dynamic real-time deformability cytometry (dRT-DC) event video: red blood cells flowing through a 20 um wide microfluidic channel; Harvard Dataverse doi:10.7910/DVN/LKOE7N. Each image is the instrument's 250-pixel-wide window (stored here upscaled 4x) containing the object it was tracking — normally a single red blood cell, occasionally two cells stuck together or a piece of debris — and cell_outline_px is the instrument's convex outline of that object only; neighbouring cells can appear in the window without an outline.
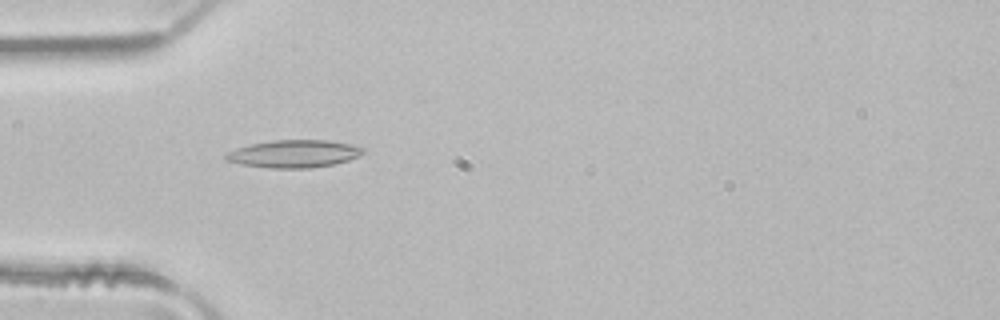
{"species": "common noctule bat (a hibernating species)", "species_latin": "Nyctalus noctula", "temperature_condition": "room temperature", "stored_images_in_passage": 1, "camera_frame_rate_fps": 3000, "um_per_image_px": 0.085, "animal": {"sex": "male", "body_mass_g": 21.5, "forearm_length_mm": 52.0}, "frame": {"image": 1, "passage_image": 1, "time_ms": 0.0, "image_size_px": [1000, 320], "cell_outline_px": [[364, 152], [360, 156], [348, 160], [332, 164], [308, 168], [268, 168], [240, 164], [224, 160], [224, 156], [228, 152], [236, 148], [252, 144], [272, 140], [328, 140], [348, 144], [364, 148]], "centroid_in_image_um": [24.95, 13.07], "position_along_channel_um": 60.0, "area_um2": 21.96}}